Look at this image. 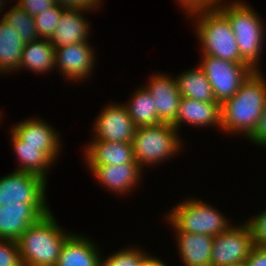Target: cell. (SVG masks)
Wrapping results in <instances>:
<instances>
[{
    "label": "cell",
    "instance_id": "10",
    "mask_svg": "<svg viewBox=\"0 0 266 266\" xmlns=\"http://www.w3.org/2000/svg\"><path fill=\"white\" fill-rule=\"evenodd\" d=\"M123 104H110L104 107L94 123V139L110 142L132 143L136 131Z\"/></svg>",
    "mask_w": 266,
    "mask_h": 266
},
{
    "label": "cell",
    "instance_id": "34",
    "mask_svg": "<svg viewBox=\"0 0 266 266\" xmlns=\"http://www.w3.org/2000/svg\"><path fill=\"white\" fill-rule=\"evenodd\" d=\"M61 6L65 8H79L83 10L97 9L102 3L100 0H56Z\"/></svg>",
    "mask_w": 266,
    "mask_h": 266
},
{
    "label": "cell",
    "instance_id": "16",
    "mask_svg": "<svg viewBox=\"0 0 266 266\" xmlns=\"http://www.w3.org/2000/svg\"><path fill=\"white\" fill-rule=\"evenodd\" d=\"M181 123L200 127L215 125L221 128V105L218 102L181 97L177 117L171 125L178 130Z\"/></svg>",
    "mask_w": 266,
    "mask_h": 266
},
{
    "label": "cell",
    "instance_id": "22",
    "mask_svg": "<svg viewBox=\"0 0 266 266\" xmlns=\"http://www.w3.org/2000/svg\"><path fill=\"white\" fill-rule=\"evenodd\" d=\"M54 67H56L55 48L51 45L50 39L39 38L25 44L20 60V70L26 68L36 73H47Z\"/></svg>",
    "mask_w": 266,
    "mask_h": 266
},
{
    "label": "cell",
    "instance_id": "12",
    "mask_svg": "<svg viewBox=\"0 0 266 266\" xmlns=\"http://www.w3.org/2000/svg\"><path fill=\"white\" fill-rule=\"evenodd\" d=\"M149 83L145 86L154 98V105L159 120L162 123L172 124L178 114L181 94L178 90L176 79L171 75L155 74L151 76Z\"/></svg>",
    "mask_w": 266,
    "mask_h": 266
},
{
    "label": "cell",
    "instance_id": "37",
    "mask_svg": "<svg viewBox=\"0 0 266 266\" xmlns=\"http://www.w3.org/2000/svg\"><path fill=\"white\" fill-rule=\"evenodd\" d=\"M3 2H5V1H4V0H3V1H2V0H0V14H1V12H3V11H2V9H3L2 7H3V5H4V3H3Z\"/></svg>",
    "mask_w": 266,
    "mask_h": 266
},
{
    "label": "cell",
    "instance_id": "7",
    "mask_svg": "<svg viewBox=\"0 0 266 266\" xmlns=\"http://www.w3.org/2000/svg\"><path fill=\"white\" fill-rule=\"evenodd\" d=\"M46 184L47 180L40 176L15 170L0 177V205L29 203L45 216L51 211L45 199Z\"/></svg>",
    "mask_w": 266,
    "mask_h": 266
},
{
    "label": "cell",
    "instance_id": "28",
    "mask_svg": "<svg viewBox=\"0 0 266 266\" xmlns=\"http://www.w3.org/2000/svg\"><path fill=\"white\" fill-rule=\"evenodd\" d=\"M146 253L139 250L138 247L123 248L118 252L112 253L109 257L101 258V266H139L141 259Z\"/></svg>",
    "mask_w": 266,
    "mask_h": 266
},
{
    "label": "cell",
    "instance_id": "39",
    "mask_svg": "<svg viewBox=\"0 0 266 266\" xmlns=\"http://www.w3.org/2000/svg\"><path fill=\"white\" fill-rule=\"evenodd\" d=\"M227 266H244V264H233V265H227Z\"/></svg>",
    "mask_w": 266,
    "mask_h": 266
},
{
    "label": "cell",
    "instance_id": "15",
    "mask_svg": "<svg viewBox=\"0 0 266 266\" xmlns=\"http://www.w3.org/2000/svg\"><path fill=\"white\" fill-rule=\"evenodd\" d=\"M41 217L29 203L0 205V239L17 241Z\"/></svg>",
    "mask_w": 266,
    "mask_h": 266
},
{
    "label": "cell",
    "instance_id": "24",
    "mask_svg": "<svg viewBox=\"0 0 266 266\" xmlns=\"http://www.w3.org/2000/svg\"><path fill=\"white\" fill-rule=\"evenodd\" d=\"M175 79L182 97L204 102H217L212 86L200 67L187 70Z\"/></svg>",
    "mask_w": 266,
    "mask_h": 266
},
{
    "label": "cell",
    "instance_id": "30",
    "mask_svg": "<svg viewBox=\"0 0 266 266\" xmlns=\"http://www.w3.org/2000/svg\"><path fill=\"white\" fill-rule=\"evenodd\" d=\"M249 224L254 245L266 248V209L247 221Z\"/></svg>",
    "mask_w": 266,
    "mask_h": 266
},
{
    "label": "cell",
    "instance_id": "25",
    "mask_svg": "<svg viewBox=\"0 0 266 266\" xmlns=\"http://www.w3.org/2000/svg\"><path fill=\"white\" fill-rule=\"evenodd\" d=\"M129 103L123 104L136 127L154 126L162 123L154 105L153 96L143 86L138 88Z\"/></svg>",
    "mask_w": 266,
    "mask_h": 266
},
{
    "label": "cell",
    "instance_id": "4",
    "mask_svg": "<svg viewBox=\"0 0 266 266\" xmlns=\"http://www.w3.org/2000/svg\"><path fill=\"white\" fill-rule=\"evenodd\" d=\"M196 18V35L201 54L233 63H245L240 56L228 18L216 7L191 16Z\"/></svg>",
    "mask_w": 266,
    "mask_h": 266
},
{
    "label": "cell",
    "instance_id": "1",
    "mask_svg": "<svg viewBox=\"0 0 266 266\" xmlns=\"http://www.w3.org/2000/svg\"><path fill=\"white\" fill-rule=\"evenodd\" d=\"M254 71L230 99L221 104V129L249 137L266 105V80Z\"/></svg>",
    "mask_w": 266,
    "mask_h": 266
},
{
    "label": "cell",
    "instance_id": "32",
    "mask_svg": "<svg viewBox=\"0 0 266 266\" xmlns=\"http://www.w3.org/2000/svg\"><path fill=\"white\" fill-rule=\"evenodd\" d=\"M56 4V0H21L18 3V6L34 17L35 15L54 7Z\"/></svg>",
    "mask_w": 266,
    "mask_h": 266
},
{
    "label": "cell",
    "instance_id": "6",
    "mask_svg": "<svg viewBox=\"0 0 266 266\" xmlns=\"http://www.w3.org/2000/svg\"><path fill=\"white\" fill-rule=\"evenodd\" d=\"M134 158L142 169L172 158L181 150L177 129L170 123L136 128L132 141ZM150 164V165H149Z\"/></svg>",
    "mask_w": 266,
    "mask_h": 266
},
{
    "label": "cell",
    "instance_id": "11",
    "mask_svg": "<svg viewBox=\"0 0 266 266\" xmlns=\"http://www.w3.org/2000/svg\"><path fill=\"white\" fill-rule=\"evenodd\" d=\"M89 42L70 44L55 49V68L60 69L61 76L74 82L83 81L92 73L95 53Z\"/></svg>",
    "mask_w": 266,
    "mask_h": 266
},
{
    "label": "cell",
    "instance_id": "17",
    "mask_svg": "<svg viewBox=\"0 0 266 266\" xmlns=\"http://www.w3.org/2000/svg\"><path fill=\"white\" fill-rule=\"evenodd\" d=\"M86 10L79 8H65L54 35L51 37V45L61 48L70 44L88 42L90 25L82 14ZM83 15V16H82Z\"/></svg>",
    "mask_w": 266,
    "mask_h": 266
},
{
    "label": "cell",
    "instance_id": "23",
    "mask_svg": "<svg viewBox=\"0 0 266 266\" xmlns=\"http://www.w3.org/2000/svg\"><path fill=\"white\" fill-rule=\"evenodd\" d=\"M25 42L10 25L0 21V74L20 70V60Z\"/></svg>",
    "mask_w": 266,
    "mask_h": 266
},
{
    "label": "cell",
    "instance_id": "18",
    "mask_svg": "<svg viewBox=\"0 0 266 266\" xmlns=\"http://www.w3.org/2000/svg\"><path fill=\"white\" fill-rule=\"evenodd\" d=\"M87 165H122L135 161L132 143L93 140L85 147Z\"/></svg>",
    "mask_w": 266,
    "mask_h": 266
},
{
    "label": "cell",
    "instance_id": "5",
    "mask_svg": "<svg viewBox=\"0 0 266 266\" xmlns=\"http://www.w3.org/2000/svg\"><path fill=\"white\" fill-rule=\"evenodd\" d=\"M176 232L217 236L231 225L228 219L209 203L189 199L175 205L166 217Z\"/></svg>",
    "mask_w": 266,
    "mask_h": 266
},
{
    "label": "cell",
    "instance_id": "13",
    "mask_svg": "<svg viewBox=\"0 0 266 266\" xmlns=\"http://www.w3.org/2000/svg\"><path fill=\"white\" fill-rule=\"evenodd\" d=\"M11 131L24 142V145L39 146L56 161L62 147L59 143L61 139L55 128L47 122L32 117L13 125Z\"/></svg>",
    "mask_w": 266,
    "mask_h": 266
},
{
    "label": "cell",
    "instance_id": "29",
    "mask_svg": "<svg viewBox=\"0 0 266 266\" xmlns=\"http://www.w3.org/2000/svg\"><path fill=\"white\" fill-rule=\"evenodd\" d=\"M0 266H23L17 241L0 239Z\"/></svg>",
    "mask_w": 266,
    "mask_h": 266
},
{
    "label": "cell",
    "instance_id": "26",
    "mask_svg": "<svg viewBox=\"0 0 266 266\" xmlns=\"http://www.w3.org/2000/svg\"><path fill=\"white\" fill-rule=\"evenodd\" d=\"M5 13L2 19L20 35L25 43L39 39L33 16L25 12L18 4Z\"/></svg>",
    "mask_w": 266,
    "mask_h": 266
},
{
    "label": "cell",
    "instance_id": "27",
    "mask_svg": "<svg viewBox=\"0 0 266 266\" xmlns=\"http://www.w3.org/2000/svg\"><path fill=\"white\" fill-rule=\"evenodd\" d=\"M64 9L65 7L57 3L54 7L33 17L39 38L51 39L55 33Z\"/></svg>",
    "mask_w": 266,
    "mask_h": 266
},
{
    "label": "cell",
    "instance_id": "33",
    "mask_svg": "<svg viewBox=\"0 0 266 266\" xmlns=\"http://www.w3.org/2000/svg\"><path fill=\"white\" fill-rule=\"evenodd\" d=\"M258 147H266V105L253 133L247 138Z\"/></svg>",
    "mask_w": 266,
    "mask_h": 266
},
{
    "label": "cell",
    "instance_id": "38",
    "mask_svg": "<svg viewBox=\"0 0 266 266\" xmlns=\"http://www.w3.org/2000/svg\"><path fill=\"white\" fill-rule=\"evenodd\" d=\"M217 5H219V4H222L223 2V0H213Z\"/></svg>",
    "mask_w": 266,
    "mask_h": 266
},
{
    "label": "cell",
    "instance_id": "8",
    "mask_svg": "<svg viewBox=\"0 0 266 266\" xmlns=\"http://www.w3.org/2000/svg\"><path fill=\"white\" fill-rule=\"evenodd\" d=\"M201 56L199 67L205 73L214 97L220 105L235 95L254 72L246 63H233L209 55Z\"/></svg>",
    "mask_w": 266,
    "mask_h": 266
},
{
    "label": "cell",
    "instance_id": "31",
    "mask_svg": "<svg viewBox=\"0 0 266 266\" xmlns=\"http://www.w3.org/2000/svg\"><path fill=\"white\" fill-rule=\"evenodd\" d=\"M178 2L190 18L194 14L205 12L218 6L213 0H178Z\"/></svg>",
    "mask_w": 266,
    "mask_h": 266
},
{
    "label": "cell",
    "instance_id": "35",
    "mask_svg": "<svg viewBox=\"0 0 266 266\" xmlns=\"http://www.w3.org/2000/svg\"><path fill=\"white\" fill-rule=\"evenodd\" d=\"M244 266H266V248L254 246Z\"/></svg>",
    "mask_w": 266,
    "mask_h": 266
},
{
    "label": "cell",
    "instance_id": "3",
    "mask_svg": "<svg viewBox=\"0 0 266 266\" xmlns=\"http://www.w3.org/2000/svg\"><path fill=\"white\" fill-rule=\"evenodd\" d=\"M223 4V5H222ZM217 8L228 18L236 39L241 59L254 71H260L258 62L265 41L262 19L243 1L222 3Z\"/></svg>",
    "mask_w": 266,
    "mask_h": 266
},
{
    "label": "cell",
    "instance_id": "2",
    "mask_svg": "<svg viewBox=\"0 0 266 266\" xmlns=\"http://www.w3.org/2000/svg\"><path fill=\"white\" fill-rule=\"evenodd\" d=\"M71 234L58 226L51 211L42 216L17 240L23 266H56L62 246Z\"/></svg>",
    "mask_w": 266,
    "mask_h": 266
},
{
    "label": "cell",
    "instance_id": "36",
    "mask_svg": "<svg viewBox=\"0 0 266 266\" xmlns=\"http://www.w3.org/2000/svg\"><path fill=\"white\" fill-rule=\"evenodd\" d=\"M139 266H167L163 260L161 261L157 257L146 254L140 261Z\"/></svg>",
    "mask_w": 266,
    "mask_h": 266
},
{
    "label": "cell",
    "instance_id": "20",
    "mask_svg": "<svg viewBox=\"0 0 266 266\" xmlns=\"http://www.w3.org/2000/svg\"><path fill=\"white\" fill-rule=\"evenodd\" d=\"M177 248L184 266H211L213 236L176 232Z\"/></svg>",
    "mask_w": 266,
    "mask_h": 266
},
{
    "label": "cell",
    "instance_id": "19",
    "mask_svg": "<svg viewBox=\"0 0 266 266\" xmlns=\"http://www.w3.org/2000/svg\"><path fill=\"white\" fill-rule=\"evenodd\" d=\"M88 239L72 233L62 246L56 266H101L100 250Z\"/></svg>",
    "mask_w": 266,
    "mask_h": 266
},
{
    "label": "cell",
    "instance_id": "21",
    "mask_svg": "<svg viewBox=\"0 0 266 266\" xmlns=\"http://www.w3.org/2000/svg\"><path fill=\"white\" fill-rule=\"evenodd\" d=\"M11 143L20 165L16 171L35 174L47 179L48 168L54 163V160L39 146L24 145L12 131Z\"/></svg>",
    "mask_w": 266,
    "mask_h": 266
},
{
    "label": "cell",
    "instance_id": "9",
    "mask_svg": "<svg viewBox=\"0 0 266 266\" xmlns=\"http://www.w3.org/2000/svg\"><path fill=\"white\" fill-rule=\"evenodd\" d=\"M242 224L237 227L231 224L225 232L214 237L211 266L244 264L255 245L249 224Z\"/></svg>",
    "mask_w": 266,
    "mask_h": 266
},
{
    "label": "cell",
    "instance_id": "14",
    "mask_svg": "<svg viewBox=\"0 0 266 266\" xmlns=\"http://www.w3.org/2000/svg\"><path fill=\"white\" fill-rule=\"evenodd\" d=\"M87 167L100 184L112 192L120 193V195L131 192V189L137 186L143 170L136 161L119 166L87 165Z\"/></svg>",
    "mask_w": 266,
    "mask_h": 266
}]
</instances>
